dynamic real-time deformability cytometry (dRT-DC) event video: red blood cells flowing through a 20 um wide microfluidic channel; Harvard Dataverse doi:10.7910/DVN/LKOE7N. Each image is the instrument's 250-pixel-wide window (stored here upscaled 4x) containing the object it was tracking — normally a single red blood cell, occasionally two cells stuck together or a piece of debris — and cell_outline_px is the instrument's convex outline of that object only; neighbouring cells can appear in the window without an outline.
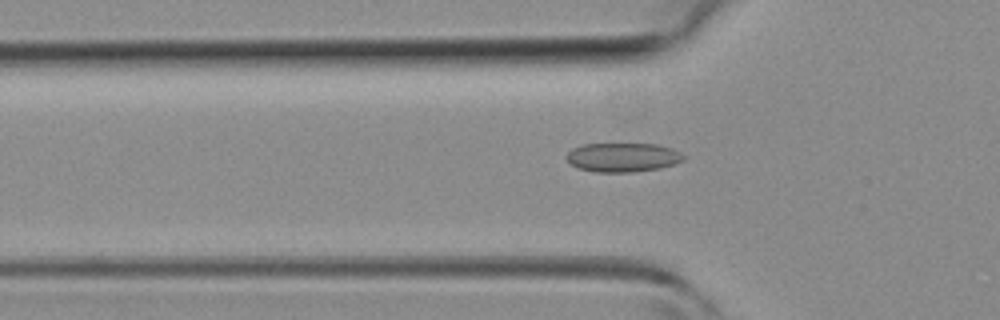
{"species": "common noctule bat (a hibernating species)", "species_latin": "Nyctalus noctula", "temperature_condition": "room temperature", "stored_images_in_passage": 28, "camera_frame_rate_fps": 3000, "um_per_image_px": 0.085, "animal": {"sex": "female", "body_mass_g": 19.3, "forearm_length_mm": 54.1}, "frame": {"image": 1, "passage_image": 4, "time_ms": 1.0, "image_size_px": [1000, 320], "cell_outline_px": [[684, 160], [676, 164], [660, 168], [632, 172], [596, 172], [576, 168], [568, 160], [568, 152], [572, 148], [580, 144], [656, 144], [672, 148], [680, 152], [684, 156]], "centroid_in_image_um": [52.95, 13.37], "position_along_channel_um": 72.8, "area_um2": 19.88}}
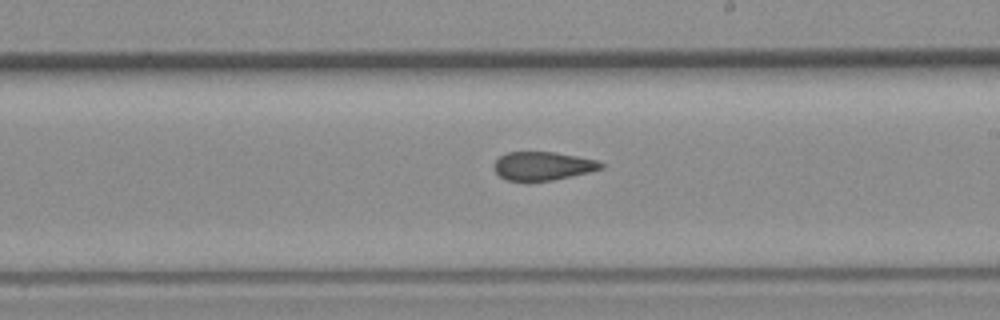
{"frame": {"image": 2, "passage_image": 15, "time_ms": 4.667, "image_size_px": [1000, 320], "cell_outline_px": [[604, 168], [588, 172], [552, 180], [504, 180], [492, 168], [496, 160], [500, 156], [508, 152], [556, 152], [596, 160], [604, 164]], "centroid_in_image_um": [46.12, 14.1], "position_along_channel_um": 242.9, "area_um2": 17.57}}
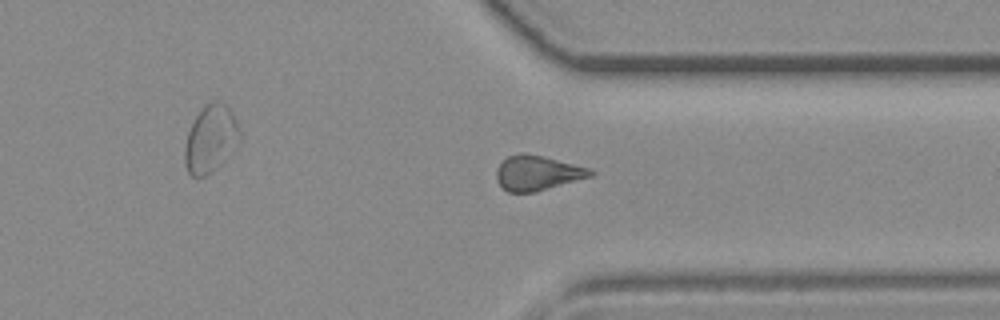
{"frame": {"image": 3, "passage_image": 23, "time_ms": 7.333, "image_size_px": [1000, 320], "cell_outline_px": [[596, 172], [592, 176], [536, 192], [508, 192], [496, 180], [496, 168], [508, 156], [520, 152], [524, 152], [592, 168]], "centroid_in_image_um": [45.69, 14.7], "position_along_channel_um": 365.7, "area_um2": 19.13}}